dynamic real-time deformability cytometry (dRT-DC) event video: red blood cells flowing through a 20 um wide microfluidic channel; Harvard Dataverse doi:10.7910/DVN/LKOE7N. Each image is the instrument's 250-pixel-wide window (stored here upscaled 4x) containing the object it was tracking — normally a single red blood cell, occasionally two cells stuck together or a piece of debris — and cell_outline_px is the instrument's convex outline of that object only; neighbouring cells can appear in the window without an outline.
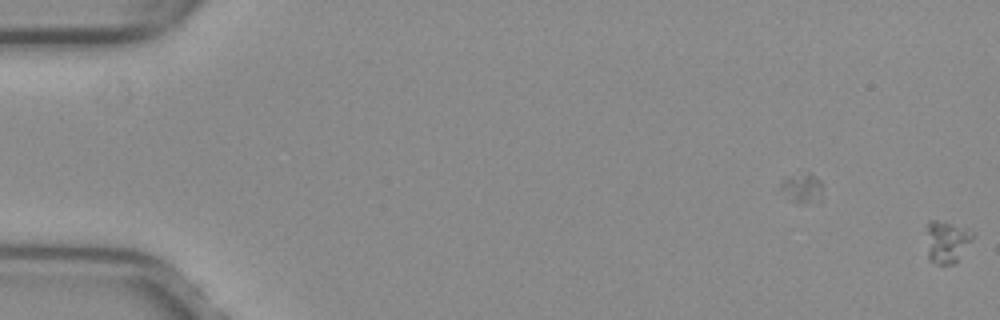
{"species": "common noctule bat (a hibernating species)", "species_latin": "Nyctalus noctula", "temperature_condition": "warm", "stored_images_in_passage": 7, "camera_frame_rate_fps": 3000, "um_per_image_px": 0.085, "animal": {"sex": "female", "body_mass_g": 29.2, "forearm_length_mm": 56.3}, "frame": {"image": 1, "passage_image": 7, "time_ms": 2.0, "image_size_px": [1000, 320], "cell_outline_px": [[976, 232], [972, 240], [956, 264], [936, 264], [928, 256], [928, 220], [936, 220], [968, 228]], "centroid_in_image_um": [80.55, 20.55], "position_along_channel_um": 4.5, "area_um2": 11.33}}